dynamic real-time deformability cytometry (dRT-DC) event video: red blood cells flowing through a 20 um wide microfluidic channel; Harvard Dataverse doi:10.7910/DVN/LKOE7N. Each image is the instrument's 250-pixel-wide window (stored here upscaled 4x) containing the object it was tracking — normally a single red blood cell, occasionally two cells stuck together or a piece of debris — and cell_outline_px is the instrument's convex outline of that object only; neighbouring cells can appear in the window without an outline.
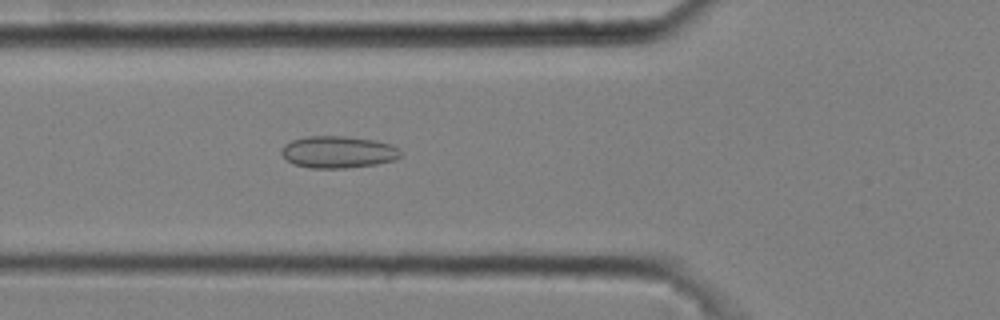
{"species": "common noctule bat (a hibernating species)", "species_latin": "Nyctalus noctula", "temperature_condition": "cold", "stored_images_in_passage": 5, "camera_frame_rate_fps": 3000, "um_per_image_px": 0.085, "animal": {"sex": "male", "body_mass_g": 20.4}, "frame": {"image": 1, "passage_image": 5, "time_ms": 1.333, "image_size_px": [1000, 320], "cell_outline_px": [[400, 156], [396, 160], [376, 164], [344, 168], [308, 168], [292, 164], [280, 152], [280, 148], [284, 144], [292, 140], [308, 136], [348, 136], [376, 140], [392, 144], [400, 148]], "centroid_in_image_um": [28.74, 12.92], "position_along_channel_um": 97.1, "area_um2": 22.48}}